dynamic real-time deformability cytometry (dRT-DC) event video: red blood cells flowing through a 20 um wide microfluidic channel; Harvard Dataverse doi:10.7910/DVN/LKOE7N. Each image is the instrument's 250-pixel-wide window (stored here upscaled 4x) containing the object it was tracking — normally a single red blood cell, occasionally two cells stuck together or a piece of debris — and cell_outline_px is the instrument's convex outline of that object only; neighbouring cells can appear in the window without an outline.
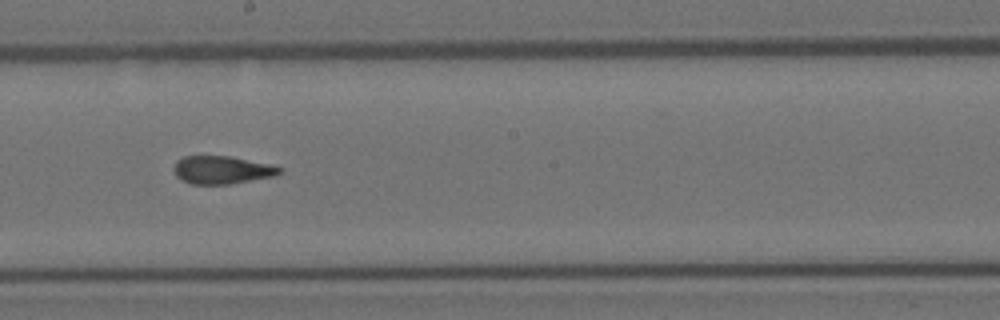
{"species": "Egyptian fruit bat (a non-hibernating species)", "species_latin": "Rousettus aegyptiacus", "temperature_condition": "room temperature", "stored_images_in_passage": 9, "camera_frame_rate_fps": 3000, "um_per_image_px": 0.085, "animal": {"sex": "female"}, "frame": {"image": 1, "passage_image": 7, "time_ms": 2.0, "image_size_px": [1000, 320], "cell_outline_px": [[284, 168], [276, 176], [228, 184], [192, 184], [180, 180], [176, 176], [172, 168], [176, 160], [184, 156], [228, 156], [272, 164]], "centroid_in_image_um": [18.85, 14.44], "position_along_channel_um": 229.3, "area_um2": 17.4}}